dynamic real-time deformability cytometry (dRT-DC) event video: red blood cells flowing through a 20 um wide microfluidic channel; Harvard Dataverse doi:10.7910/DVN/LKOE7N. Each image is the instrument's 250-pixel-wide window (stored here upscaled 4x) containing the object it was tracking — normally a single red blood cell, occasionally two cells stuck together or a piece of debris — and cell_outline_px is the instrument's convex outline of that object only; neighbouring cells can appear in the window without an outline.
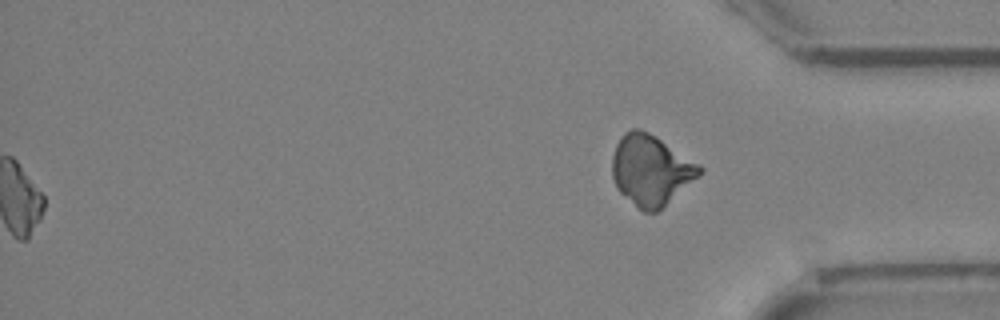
{"species": "Egyptian fruit bat (a non-hibernating species)", "species_latin": "Rousettus aegyptiacus", "temperature_condition": "cold", "stored_images_in_passage": 53, "segment_of_instrument_passage": [2, 2], "camera_frame_rate_fps": 3000, "um_per_image_px": 0.085, "animal": {"sex": "female"}, "frame": {"image": 1, "passage_image": 53, "time_ms": 17.333, "image_size_px": [1000, 320], "cell_outline_px": [[704, 168], [696, 176], [656, 212], [644, 212], [620, 192], [616, 188], [612, 176], [612, 156], [616, 144], [620, 136], [624, 132], [632, 128], [640, 128], [656, 136], [700, 164]], "centroid_in_image_um": [55.27, 14.41], "position_along_channel_um": 379.9, "area_um2": 35.26}}